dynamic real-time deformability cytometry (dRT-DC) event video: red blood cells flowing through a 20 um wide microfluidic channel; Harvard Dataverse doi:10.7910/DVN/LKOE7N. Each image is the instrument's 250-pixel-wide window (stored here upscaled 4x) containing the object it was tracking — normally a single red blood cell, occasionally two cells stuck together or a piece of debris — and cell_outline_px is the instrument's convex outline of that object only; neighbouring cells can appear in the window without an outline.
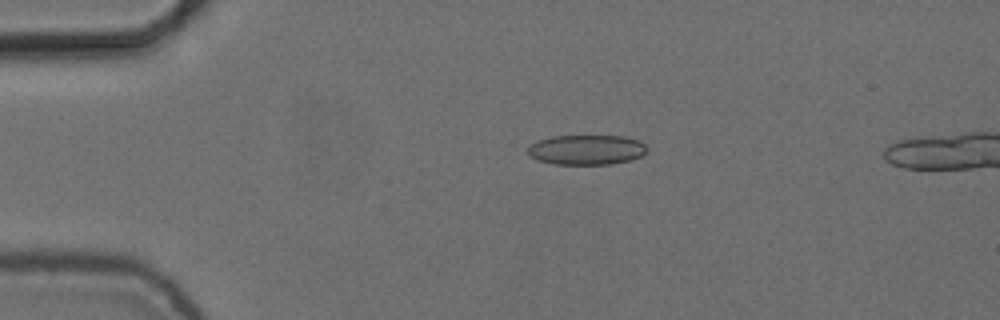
{"species": "common noctule bat (a hibernating species)", "species_latin": "Nyctalus noctula", "temperature_condition": "cold", "stored_images_in_passage": 7, "camera_frame_rate_fps": 3000, "um_per_image_px": 0.085, "animal": {"sex": "female", "body_mass_g": 24.6, "forearm_length_mm": 56.2}, "frame": {"image": 1, "passage_image": 1, "time_ms": 0.0, "image_size_px": [1000, 320], "cell_outline_px": [[644, 152], [640, 156], [628, 160], [612, 164], [552, 164], [536, 160], [528, 156], [528, 148], [532, 144], [540, 140], [552, 136], [624, 136], [640, 140], [644, 144]], "centroid_in_image_um": [49.81, 12.73], "position_along_channel_um": 35.2, "area_um2": 20.63}}